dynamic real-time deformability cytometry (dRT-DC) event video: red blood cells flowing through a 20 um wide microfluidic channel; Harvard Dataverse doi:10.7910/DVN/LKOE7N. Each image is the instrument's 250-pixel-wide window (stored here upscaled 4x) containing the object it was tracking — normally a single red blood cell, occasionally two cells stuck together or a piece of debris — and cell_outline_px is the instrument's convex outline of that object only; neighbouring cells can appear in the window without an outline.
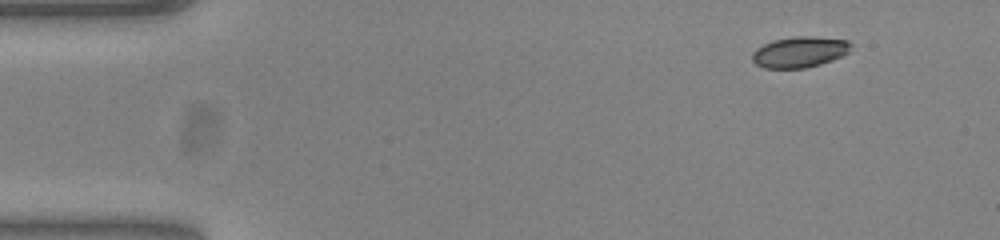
{"species": "common noctule bat (a hibernating species)", "species_latin": "Nyctalus noctula", "temperature_condition": "warm", "stored_images_in_passage": 49, "camera_frame_rate_fps": 3000, "um_per_image_px": 0.085, "animal": {"sex": "female", "body_mass_g": 23.0, "forearm_length_mm": 53.4}, "frame": {"image": 1, "passage_image": 1, "time_ms": 0.0, "image_size_px": [1000, 240], "cell_outline_px": [[852, 44], [848, 52], [832, 60], [820, 64], [804, 68], [764, 68], [756, 64], [752, 60], [752, 52], [756, 48], [772, 40], [796, 36], [812, 36], [848, 40]], "centroid_in_image_um": [67.95, 4.41], "position_along_channel_um": 17.1, "area_um2": 17.74}}
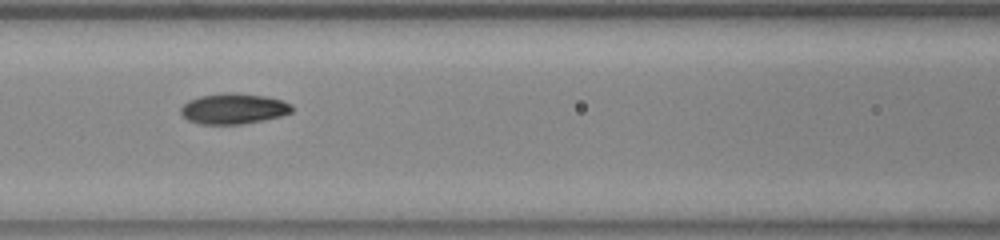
{"frame": {"image": 2, "passage_image": 19, "time_ms": 6.0, "image_size_px": [1000, 240], "cell_outline_px": [[292, 112], [280, 116], [240, 124], [200, 124], [188, 120], [180, 112], [180, 108], [188, 100], [200, 96], [224, 92], [232, 92], [264, 96], [280, 100], [292, 104]], "centroid_in_image_um": [19.82, 9.23], "position_along_channel_um": 146.8, "area_um2": 19.65}}
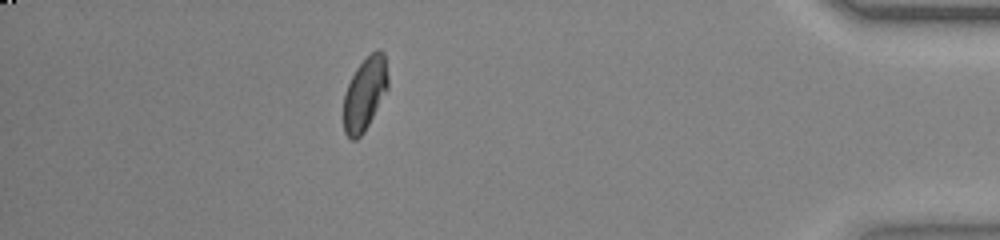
{"frame": {"image": 3, "passage_image": 43, "time_ms": 14.0, "image_size_px": [1000, 240], "cell_outline_px": [[388, 88], [364, 132], [356, 140], [352, 140], [344, 132], [344, 92], [356, 68], [376, 48], [380, 48], [384, 52], [388, 76]], "centroid_in_image_um": [31.02, 7.95], "position_along_channel_um": 404.2, "area_um2": 18.84}, "authors_computed_cell_mechanics": {"area_um2": 19.074, "velocity_mm_per_s": 3.8451, "shape_relaxation_time_tau1_ms": 2.5005, "shape_relaxation_time_tau2_ms": 3.3851, "deformation_change_tau1": 0.1051, "deformation_change_tau2": 0.0556}}